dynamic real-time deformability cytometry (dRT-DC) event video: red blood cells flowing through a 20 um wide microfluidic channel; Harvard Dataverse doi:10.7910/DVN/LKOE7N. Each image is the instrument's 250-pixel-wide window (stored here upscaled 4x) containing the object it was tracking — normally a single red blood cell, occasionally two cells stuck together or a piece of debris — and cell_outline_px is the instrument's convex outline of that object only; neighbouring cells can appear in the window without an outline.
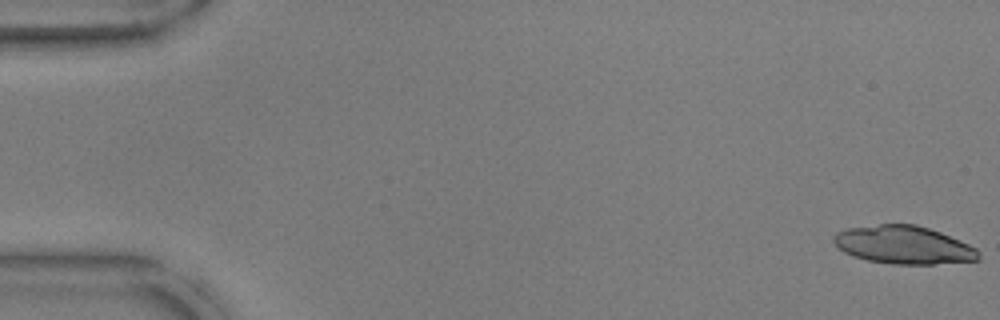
{"species": "common noctule bat (a hibernating species)", "species_latin": "Nyctalus noctula", "temperature_condition": "warm", "stored_images_in_passage": 22, "camera_frame_rate_fps": 3000, "um_per_image_px": 0.085, "animal": {"sex": "male", "body_mass_g": 17.9, "forearm_length_mm": 54.2}, "frame": {"image": 1, "passage_image": 1, "time_ms": 0.0, "image_size_px": [1000, 320], "cell_outline_px": [[980, 260], [932, 264], [892, 264], [868, 260], [852, 256], [844, 252], [832, 240], [832, 236], [836, 232], [848, 228], [880, 224], [916, 224], [940, 232], [968, 244], [976, 248], [980, 252]], "centroid_in_image_um": [76.8, 20.82], "position_along_channel_um": 8.2, "area_um2": 32.08}}